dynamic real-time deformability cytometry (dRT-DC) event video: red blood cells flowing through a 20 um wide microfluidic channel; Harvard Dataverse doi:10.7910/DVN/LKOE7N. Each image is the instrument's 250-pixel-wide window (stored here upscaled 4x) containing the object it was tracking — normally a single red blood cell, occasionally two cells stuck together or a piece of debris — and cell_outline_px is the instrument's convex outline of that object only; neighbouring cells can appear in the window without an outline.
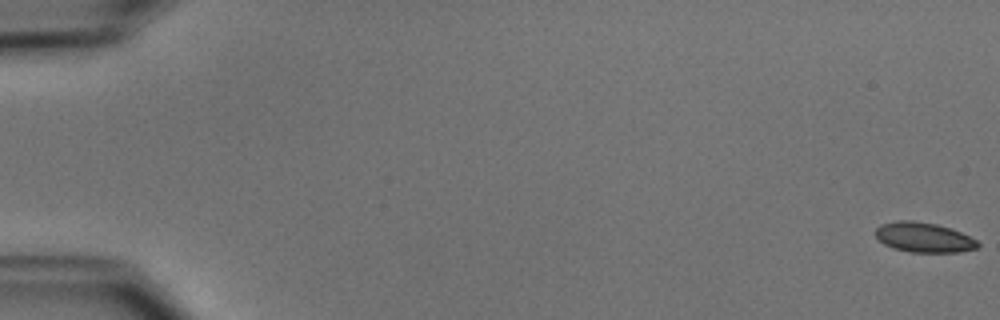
{"species": "common noctule bat (a hibernating species)", "species_latin": "Nyctalus noctula", "temperature_condition": "cold", "stored_images_in_passage": 9, "camera_frame_rate_fps": 3000, "um_per_image_px": 0.085, "animal": {"sex": "male", "body_mass_g": 15.6}, "frame": {"image": 1, "passage_image": 1, "time_ms": 0.0, "image_size_px": [1000, 320], "cell_outline_px": [[980, 244], [976, 248], [960, 252], [912, 252], [892, 248], [884, 244], [876, 236], [876, 228], [880, 224], [896, 220], [912, 220], [936, 224], [960, 232], [976, 240]], "centroid_in_image_um": [78.49, 20.17], "position_along_channel_um": 6.5, "area_um2": 17.69}}